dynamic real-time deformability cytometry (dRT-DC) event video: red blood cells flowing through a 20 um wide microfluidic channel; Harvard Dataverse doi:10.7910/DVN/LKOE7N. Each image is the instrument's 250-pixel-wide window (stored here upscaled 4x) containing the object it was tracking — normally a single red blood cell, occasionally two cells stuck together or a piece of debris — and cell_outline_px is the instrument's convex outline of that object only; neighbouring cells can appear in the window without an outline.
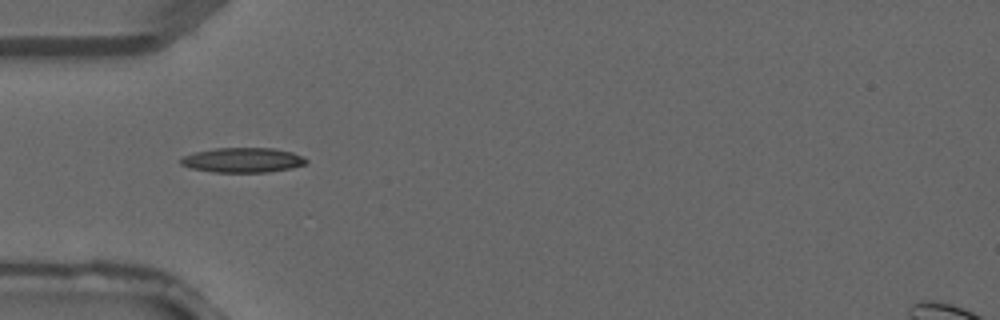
{"species": "common noctule bat (a hibernating species)", "species_latin": "Nyctalus noctula", "temperature_condition": "warm", "stored_images_in_passage": 3, "camera_frame_rate_fps": 3000, "um_per_image_px": 0.085, "animal": {"sex": "male", "forearm_length_mm": 52.5}, "frame": {"image": 1, "passage_image": 2, "time_ms": 0.333, "image_size_px": [1000, 320], "cell_outline_px": [[308, 160], [304, 164], [292, 168], [268, 172], [212, 172], [192, 168], [180, 164], [180, 156], [196, 152], [216, 148], [276, 148], [292, 152], [304, 156]], "centroid_in_image_um": [20.64, 13.6], "position_along_channel_um": 64.4, "area_um2": 18.21}}
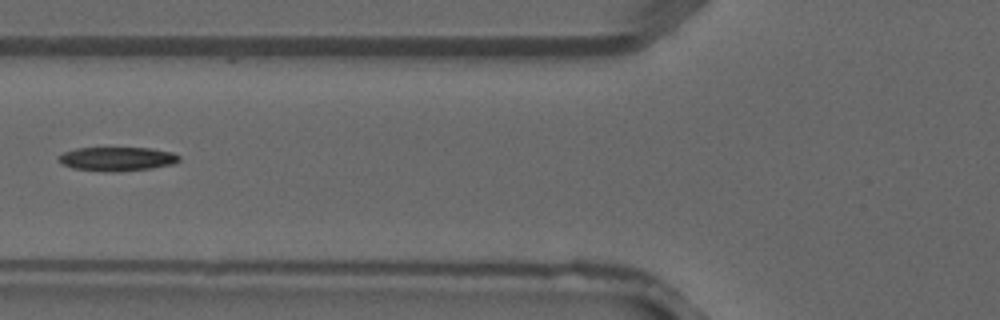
{"frame": {"image": 2, "passage_image": 3, "time_ms": 0.667, "image_size_px": [1000, 320], "cell_outline_px": [[180, 160], [172, 164], [152, 168], [72, 168], [64, 164], [56, 156], [64, 152], [76, 148], [152, 148], [172, 152], [180, 156]], "centroid_in_image_um": [10.0, 13.43], "position_along_channel_um": 115.8, "area_um2": 15.55}}